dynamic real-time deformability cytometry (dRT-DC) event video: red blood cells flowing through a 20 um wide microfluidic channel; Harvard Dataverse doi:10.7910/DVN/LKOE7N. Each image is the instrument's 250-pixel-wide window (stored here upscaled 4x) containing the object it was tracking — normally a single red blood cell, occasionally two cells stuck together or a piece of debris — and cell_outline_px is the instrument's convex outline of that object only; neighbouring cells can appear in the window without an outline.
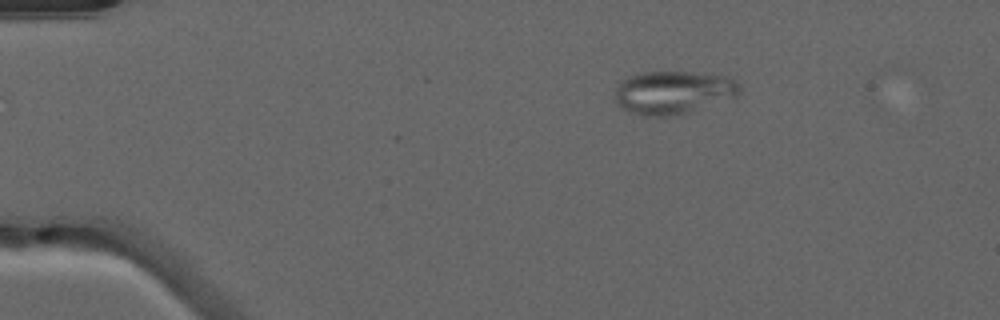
{"species": "common noctule bat (a hibernating species)", "species_latin": "Nyctalus noctula", "temperature_condition": "warm", "stored_images_in_passage": 37, "camera_frame_rate_fps": 3000, "um_per_image_px": 0.085, "animal": {"sex": "male", "forearm_length_mm": 52.5}, "frame": {"image": 1, "passage_image": 8, "time_ms": 2.333, "image_size_px": [1000, 320], "cell_outline_px": [[740, 92], [736, 96], [688, 112], [668, 116], [644, 116], [624, 108], [616, 100], [616, 88], [628, 76], [644, 72], [692, 72], [728, 76], [736, 80], [740, 84]], "centroid_in_image_um": [57.27, 7.83], "position_along_channel_um": 27.7, "area_um2": 30.81}}